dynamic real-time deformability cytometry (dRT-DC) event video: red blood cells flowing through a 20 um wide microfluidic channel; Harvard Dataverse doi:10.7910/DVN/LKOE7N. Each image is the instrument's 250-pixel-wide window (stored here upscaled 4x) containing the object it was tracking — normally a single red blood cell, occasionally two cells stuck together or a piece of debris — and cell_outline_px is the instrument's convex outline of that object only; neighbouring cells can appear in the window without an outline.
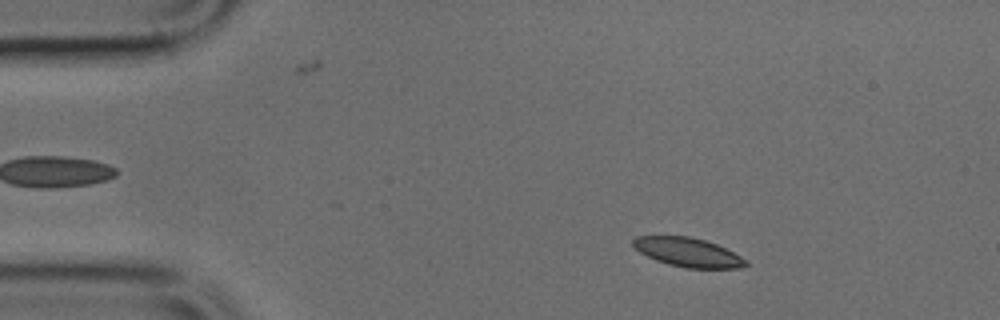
{"species": "common noctule bat (a hibernating species)", "species_latin": "Nyctalus noctula", "temperature_condition": "cold", "stored_images_in_passage": 5, "camera_frame_rate_fps": 3000, "um_per_image_px": 0.085, "animal": {"sex": "male", "body_mass_g": 17.9, "forearm_length_mm": 54.2}, "frame": {"image": 1, "passage_image": 1, "time_ms": 0.0, "image_size_px": [1000, 320], "cell_outline_px": [[748, 264], [740, 268], [688, 268], [668, 264], [656, 260], [640, 252], [632, 244], [632, 240], [636, 236], [688, 236], [704, 240], [716, 244], [748, 260]], "centroid_in_image_um": [58.47, 21.44], "position_along_channel_um": 26.5, "area_um2": 18.84}}
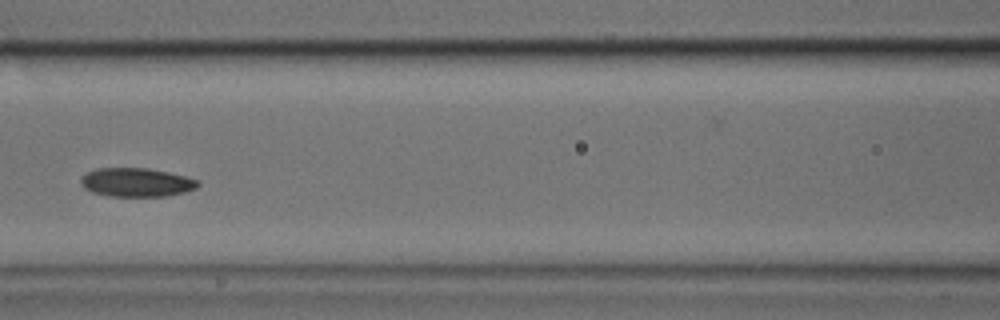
{"frame": {"image": 2, "passage_image": 5, "time_ms": 1.333, "image_size_px": [1000, 320], "cell_outline_px": [[200, 184], [196, 188], [184, 192], [164, 196], [108, 196], [92, 192], [84, 188], [80, 184], [80, 180], [88, 172], [96, 168], [148, 168], [168, 172], [200, 180]], "centroid_in_image_um": [11.6, 15.5], "position_along_channel_um": 155.0, "area_um2": 19.59}}